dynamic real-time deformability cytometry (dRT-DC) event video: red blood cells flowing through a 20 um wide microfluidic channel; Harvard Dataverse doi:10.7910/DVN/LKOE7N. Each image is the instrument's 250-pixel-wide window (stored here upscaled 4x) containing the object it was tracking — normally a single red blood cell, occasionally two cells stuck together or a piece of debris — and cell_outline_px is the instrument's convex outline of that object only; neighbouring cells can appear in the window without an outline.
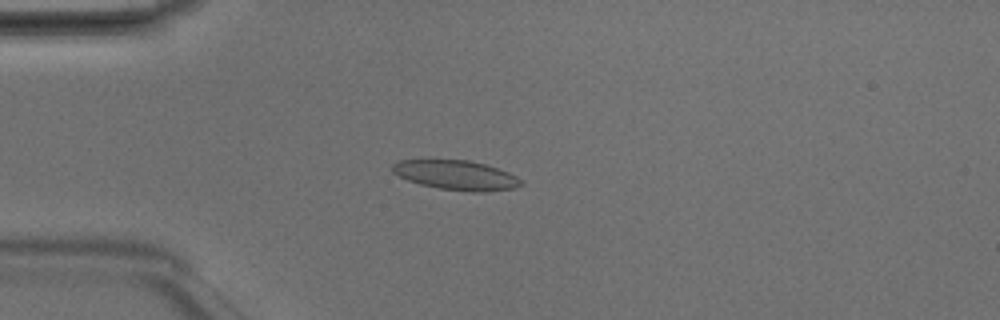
{"species": "Egyptian fruit bat (a non-hibernating species)", "species_latin": "Rousettus aegyptiacus", "temperature_condition": "room temperature", "stored_images_in_passage": 44, "camera_frame_rate_fps": 3000, "um_per_image_px": 0.085, "animal": {"sex": "male"}, "frame": {"image": 1, "passage_image": 8, "time_ms": 2.333, "image_size_px": [1000, 320], "cell_outline_px": [[524, 184], [516, 188], [484, 192], [472, 192], [440, 188], [420, 184], [408, 180], [392, 172], [392, 164], [400, 160], [468, 160], [484, 164], [508, 172], [524, 180]], "centroid_in_image_um": [38.82, 14.89], "position_along_channel_um": 46.2, "area_um2": 22.08}}
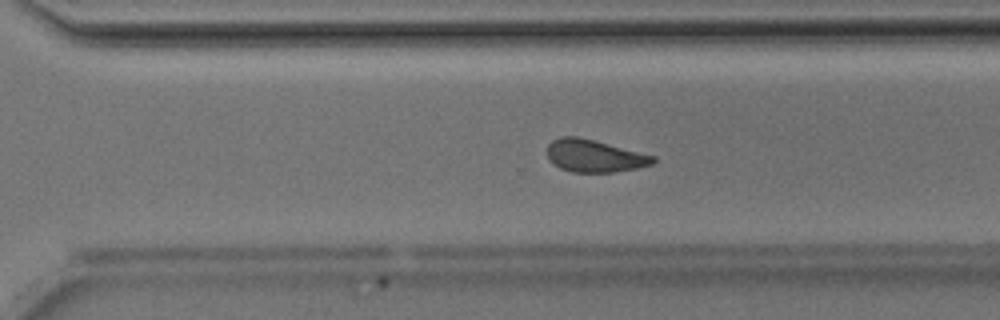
{"frame": {"image": 2, "passage_image": 29, "time_ms": 9.333, "image_size_px": [1000, 320], "cell_outline_px": [[656, 160], [652, 164], [636, 168], [616, 172], [572, 172], [560, 168], [552, 164], [548, 160], [548, 144], [552, 140], [560, 136], [576, 136], [656, 156]], "centroid_in_image_um": [50.49, 13.26], "position_along_channel_um": 320.1, "area_um2": 19.94}}
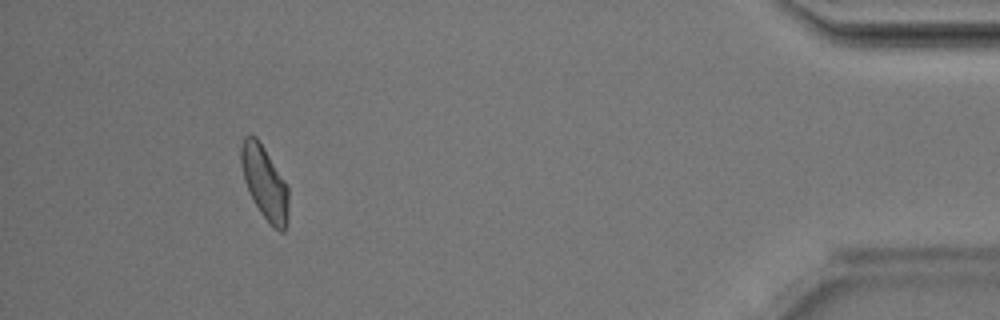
{"frame": {"image": 3, "passage_image": 40, "time_ms": 13.0, "image_size_px": [1000, 320], "cell_outline_px": [[288, 220], [284, 232], [280, 232], [272, 228], [260, 212], [244, 180], [240, 164], [240, 148], [244, 136], [256, 136], [264, 148], [284, 180], [288, 188]], "centroid_in_image_um": [22.5, 15.56], "position_along_channel_um": 412.7, "area_um2": 20.11}, "authors_computed_cell_mechanics": {"area_um2": 20.6346, "velocity_mm_per_s": 4.1696, "shape_relaxation_time_tau1_ms": 6.2506, "shape_relaxation_time_tau2_ms": 2.6729, "deformation_change_tau1": 0.1455, "deformation_change_tau2": 0.0906}}